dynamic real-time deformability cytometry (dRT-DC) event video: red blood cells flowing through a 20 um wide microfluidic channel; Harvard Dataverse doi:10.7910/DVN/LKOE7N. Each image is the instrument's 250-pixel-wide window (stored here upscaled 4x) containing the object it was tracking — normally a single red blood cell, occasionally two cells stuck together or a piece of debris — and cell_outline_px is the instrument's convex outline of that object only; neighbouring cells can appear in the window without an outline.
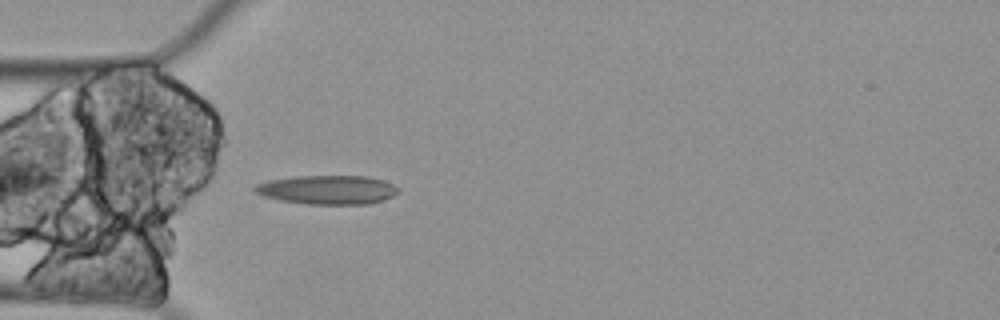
{"species": "Egyptian fruit bat (a non-hibernating species)", "species_latin": "Rousettus aegyptiacus", "temperature_condition": "cold", "stored_images_in_passage": 4, "camera_frame_rate_fps": 3000, "um_per_image_px": 0.085, "animal": {"sex": "female"}, "frame": {"image": 1, "passage_image": 1, "time_ms": 0.0, "image_size_px": [1000, 320], "cell_outline_px": [[400, 192], [384, 200], [368, 204], [308, 204], [280, 200], [264, 196], [256, 192], [252, 188], [256, 184], [268, 180], [296, 176], [368, 176], [384, 180], [400, 188]], "centroid_in_image_um": [27.87, 16.12], "position_along_channel_um": 57.1, "area_um2": 24.33}}
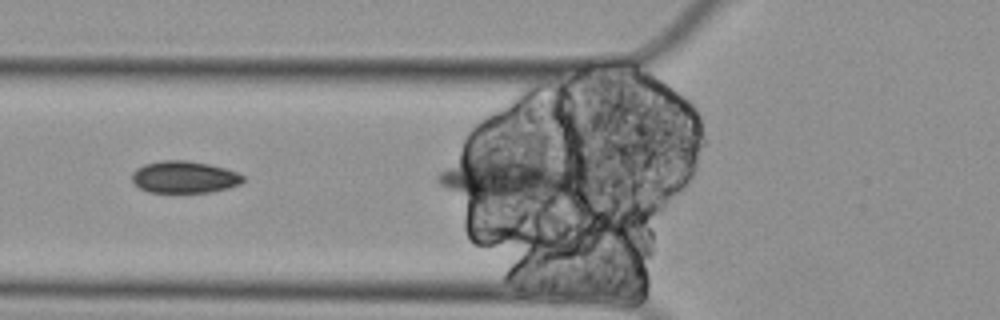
{"frame": {"image": 2, "passage_image": 3, "time_ms": 0.667, "image_size_px": [1000, 320], "cell_outline_px": [[244, 180], [240, 184], [228, 188], [212, 192], [148, 192], [140, 188], [132, 180], [132, 172], [136, 168], [144, 164], [160, 160], [188, 160], [208, 164], [224, 168], [236, 172], [244, 176]], "centroid_in_image_um": [15.65, 15.04], "position_along_channel_um": 110.1, "area_um2": 20.75}}